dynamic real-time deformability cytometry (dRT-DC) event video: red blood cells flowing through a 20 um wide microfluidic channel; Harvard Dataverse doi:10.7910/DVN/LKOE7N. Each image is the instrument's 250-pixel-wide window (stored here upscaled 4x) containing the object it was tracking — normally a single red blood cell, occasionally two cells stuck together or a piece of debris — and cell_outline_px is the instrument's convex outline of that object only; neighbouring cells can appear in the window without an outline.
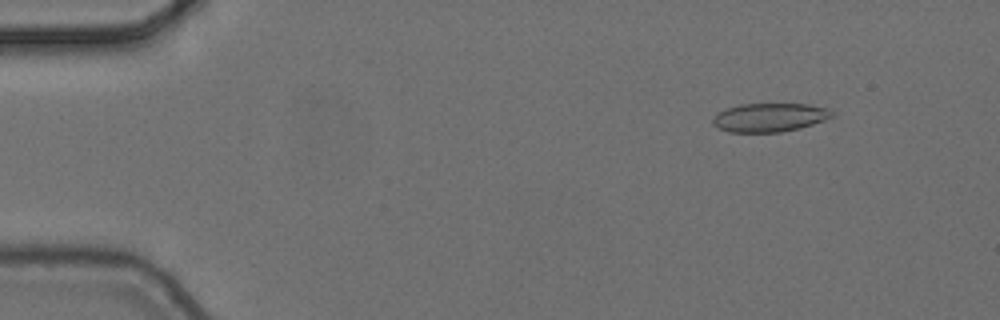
{"species": "common noctule bat (a hibernating species)", "species_latin": "Nyctalus noctula", "temperature_condition": "cold", "stored_images_in_passage": 4, "camera_frame_rate_fps": 3000, "um_per_image_px": 0.085, "animal": {"sex": "female", "body_mass_g": 24.6, "forearm_length_mm": 56.2}, "frame": {"image": 1, "passage_image": 2, "time_ms": 0.333, "image_size_px": [1000, 320], "cell_outline_px": [[832, 116], [824, 120], [800, 128], [780, 132], [728, 132], [716, 128], [712, 124], [712, 116], [728, 108], [740, 104], [808, 104], [828, 108], [832, 112]], "centroid_in_image_um": [65.37, 9.99], "position_along_channel_um": 19.6, "area_um2": 19.88}}